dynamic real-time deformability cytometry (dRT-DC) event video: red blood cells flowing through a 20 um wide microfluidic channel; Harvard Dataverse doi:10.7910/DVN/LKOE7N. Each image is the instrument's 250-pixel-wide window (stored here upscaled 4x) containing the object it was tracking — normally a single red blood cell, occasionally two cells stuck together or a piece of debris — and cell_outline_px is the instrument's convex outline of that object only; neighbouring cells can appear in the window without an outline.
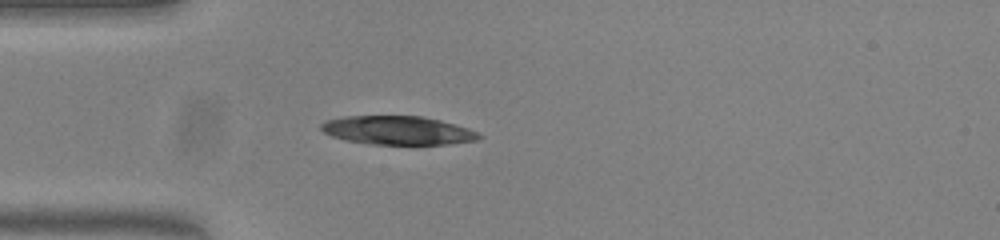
{"species": "common noctule bat (a hibernating species)", "species_latin": "Nyctalus noctula", "temperature_condition": "warm", "stored_images_in_passage": 40, "camera_frame_rate_fps": 3000, "um_per_image_px": 0.085, "animal": {"sex": "female", "body_mass_g": 23.0, "forearm_length_mm": 53.4}, "frame": {"image": 1, "passage_image": 1, "time_ms": 0.0, "image_size_px": [1000, 240], "cell_outline_px": [[484, 136], [476, 140], [448, 144], [372, 144], [344, 140], [332, 136], [324, 132], [320, 128], [320, 124], [324, 120], [344, 116], [420, 116], [440, 120], [468, 128]], "centroid_in_image_um": [33.77, 11.08], "position_along_channel_um": 51.2, "area_um2": 26.3}}
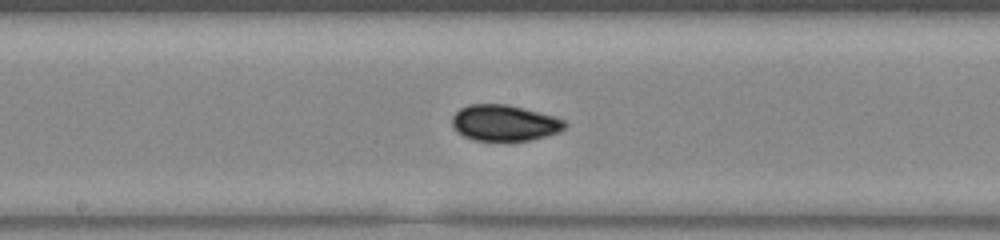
{"frame": {"image": 2, "passage_image": 14, "time_ms": 4.333, "image_size_px": [1000, 240], "cell_outline_px": [[568, 124], [560, 132], [532, 140], [472, 140], [456, 132], [452, 128], [452, 116], [460, 108], [468, 104], [508, 104], [552, 116], [564, 120]], "centroid_in_image_um": [42.84, 10.45], "position_along_channel_um": 205.4, "area_um2": 23.7}}
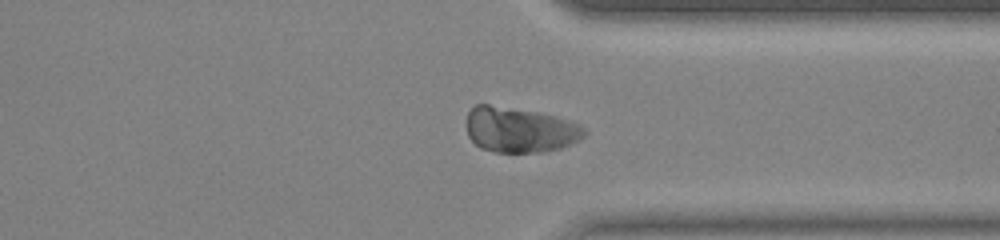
{"frame": {"image": 3, "passage_image": 27, "time_ms": 8.667, "image_size_px": [1000, 240], "cell_outline_px": [[588, 132], [584, 136], [560, 148], [544, 152], [496, 152], [480, 148], [468, 136], [468, 112], [476, 104], [488, 104], [536, 112], [568, 120], [580, 124]], "centroid_in_image_um": [44.17, 11.04], "position_along_channel_um": 367.2, "area_um2": 30.69}, "authors_computed_cell_mechanics": {"area_um2": 28.2931, "velocity_mm_per_s": 3.7597, "shape_relaxation_time_tau1_ms": 3.2075, "shape_relaxation_time_tau2_ms": 2.0644, "deformation_change_tau1": 0.2543, "deformation_change_tau2": 0.0491}}